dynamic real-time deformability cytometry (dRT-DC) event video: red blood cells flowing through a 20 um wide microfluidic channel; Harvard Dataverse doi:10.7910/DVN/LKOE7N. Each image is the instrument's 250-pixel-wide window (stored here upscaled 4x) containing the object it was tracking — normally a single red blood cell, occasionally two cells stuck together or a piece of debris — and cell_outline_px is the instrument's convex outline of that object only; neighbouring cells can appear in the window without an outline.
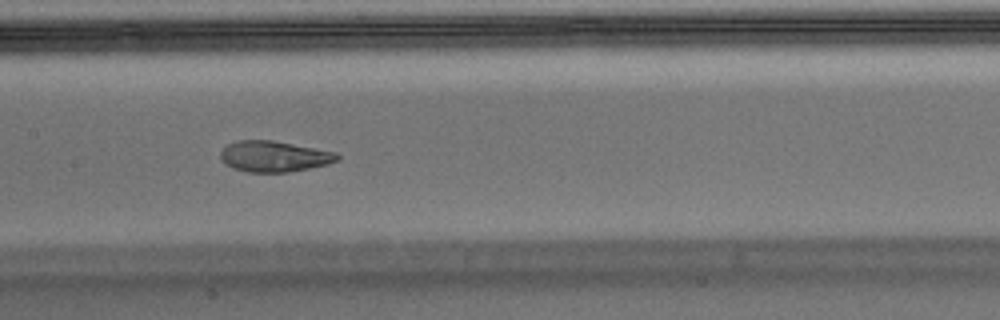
{"species": "Egyptian fruit bat (a non-hibernating species)", "species_latin": "Rousettus aegyptiacus", "temperature_condition": "warm", "stored_images_in_passage": 54, "camera_frame_rate_fps": 3000, "um_per_image_px": 0.085, "animal": {"sex": "male"}, "frame": {"image": 1, "passage_image": 26, "time_ms": 8.333, "image_size_px": [1000, 320], "cell_outline_px": [[340, 160], [328, 164], [288, 172], [248, 172], [232, 168], [224, 164], [220, 160], [220, 152], [228, 144], [236, 140], [272, 140], [336, 152], [340, 156]], "centroid_in_image_um": [23.28, 13.29], "position_along_channel_um": 184.1, "area_um2": 21.1}}
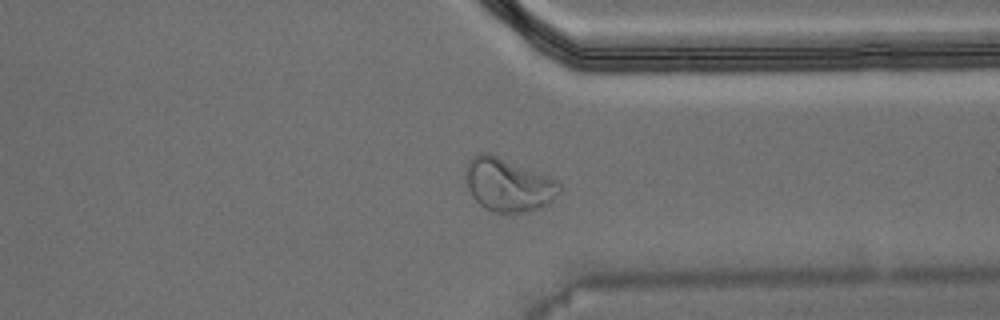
{"frame": {"image": 2, "passage_image": 41, "time_ms": 13.333, "image_size_px": [1000, 320], "cell_outline_px": [[560, 192], [548, 204], [540, 208], [520, 212], [496, 212], [484, 208], [472, 196], [468, 188], [464, 172], [468, 160], [472, 156], [480, 152], [488, 152], [548, 176], [556, 180], [560, 184]], "centroid_in_image_um": [43.17, 15.69], "position_along_channel_um": 368.2, "area_um2": 28.96}}
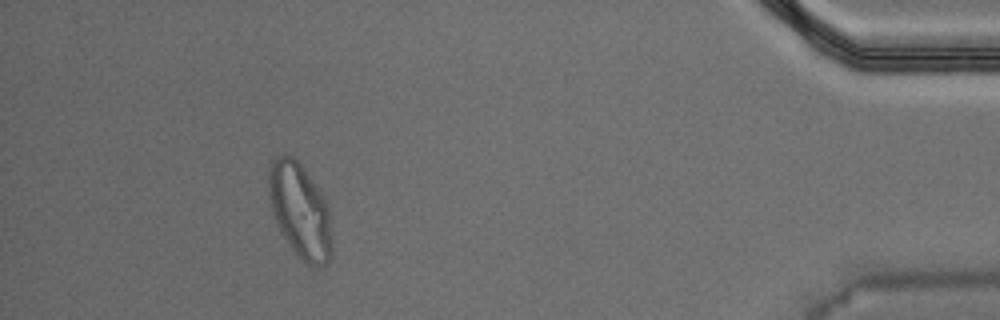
{"frame": {"image": 3, "passage_image": 49, "time_ms": 16.0, "image_size_px": [1000, 320], "cell_outline_px": [[332, 256], [328, 264], [320, 268], [316, 268], [308, 264], [292, 248], [284, 236], [272, 212], [268, 192], [268, 168], [272, 160], [280, 152], [288, 152], [304, 168], [324, 196], [328, 204], [332, 236]], "centroid_in_image_um": [25.52, 17.87], "position_along_channel_um": 409.7, "area_um2": 35.37}, "authors_computed_cell_mechanics": {"area_um2": 22.0507, "velocity_mm_per_s": 3.7115, "shape_relaxation_time_tau1_ms": null, "shape_relaxation_time_tau2_ms": 1.1759, "deformation_change_tau1": null, "deformation_change_tau2": 0.0695}}